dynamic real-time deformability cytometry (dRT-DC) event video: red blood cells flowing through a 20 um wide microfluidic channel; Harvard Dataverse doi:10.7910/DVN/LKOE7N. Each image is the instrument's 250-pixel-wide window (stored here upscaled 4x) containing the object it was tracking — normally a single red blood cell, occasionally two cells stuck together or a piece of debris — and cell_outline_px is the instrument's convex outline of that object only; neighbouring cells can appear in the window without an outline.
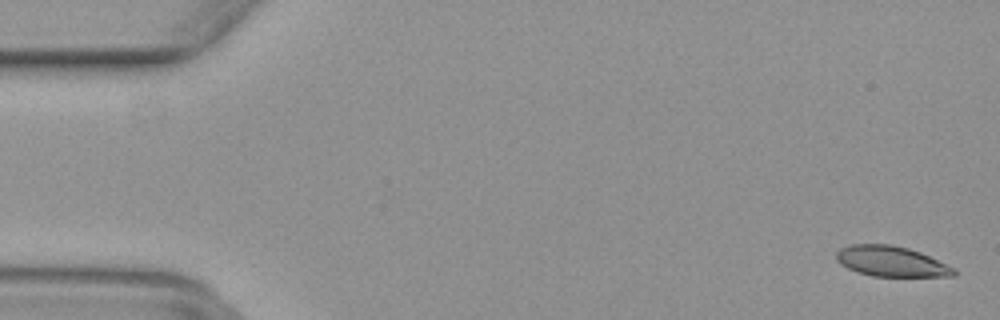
{"species": "common noctule bat (a hibernating species)", "species_latin": "Nyctalus noctula", "temperature_condition": "warm", "stored_images_in_passage": 50, "camera_frame_rate_fps": 3000, "um_per_image_px": 0.085, "animal": {"sex": "female", "body_mass_g": 29.2, "forearm_length_mm": 56.3}, "frame": {"image": 1, "passage_image": 2, "time_ms": 0.333, "image_size_px": [1000, 320], "cell_outline_px": [[956, 276], [872, 276], [856, 272], [840, 264], [836, 260], [836, 252], [840, 248], [852, 244], [892, 244], [908, 248], [920, 252], [956, 268]], "centroid_in_image_um": [75.74, 22.21], "position_along_channel_um": 9.3, "area_um2": 20.92}}
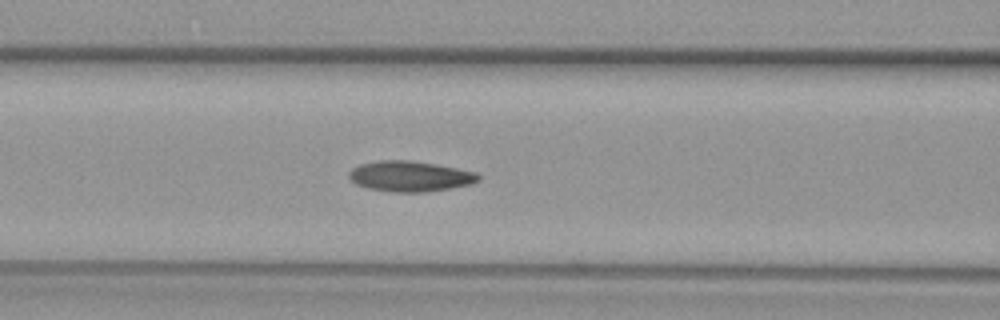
{"frame": {"image": 2, "passage_image": 21, "time_ms": 6.667, "image_size_px": [1000, 320], "cell_outline_px": [[480, 180], [472, 184], [452, 188], [428, 192], [392, 192], [368, 188], [356, 184], [348, 176], [348, 172], [352, 168], [360, 164], [380, 160], [408, 160], [436, 164], [476, 172], [480, 176]], "centroid_in_image_um": [34.86, 14.99], "position_along_channel_um": 131.7, "area_um2": 23.12}}
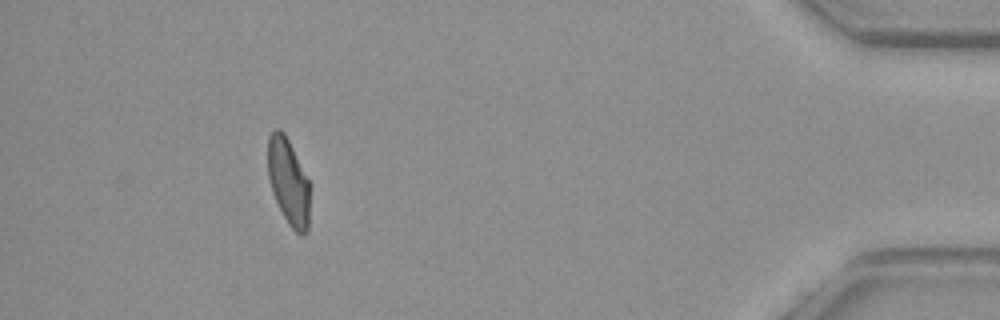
{"frame": {"image": 3, "passage_image": 46, "time_ms": 15.0, "image_size_px": [1000, 320], "cell_outline_px": [[308, 232], [304, 236], [300, 236], [288, 224], [272, 192], [268, 176], [268, 136], [276, 128], [280, 128], [284, 132], [308, 180]], "centroid_in_image_um": [24.5, 15.46], "position_along_channel_um": 410.7, "area_um2": 20.75}}